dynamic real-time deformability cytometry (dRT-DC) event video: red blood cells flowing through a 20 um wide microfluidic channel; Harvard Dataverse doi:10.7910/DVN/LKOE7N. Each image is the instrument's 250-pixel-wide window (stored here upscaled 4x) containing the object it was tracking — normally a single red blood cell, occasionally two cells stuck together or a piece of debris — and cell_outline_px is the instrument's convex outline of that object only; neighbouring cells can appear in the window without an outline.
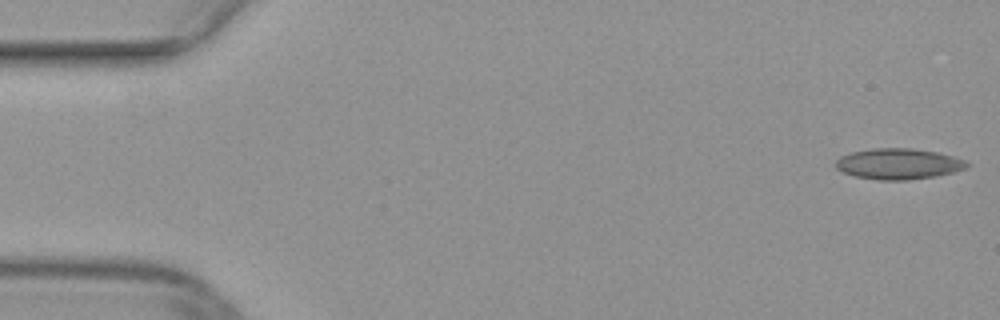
{"species": "common noctule bat (a hibernating species)", "species_latin": "Nyctalus noctula", "temperature_condition": "warm", "stored_images_in_passage": 50, "camera_frame_rate_fps": 3000, "um_per_image_px": 0.085, "animal": {"sex": "female", "body_mass_g": 29.2, "forearm_length_mm": 56.3}, "frame": {"image": 1, "passage_image": 1, "time_ms": 0.0, "image_size_px": [1000, 320], "cell_outline_px": [[968, 164], [964, 168], [952, 172], [936, 176], [908, 180], [876, 180], [856, 176], [844, 172], [836, 168], [836, 160], [840, 156], [852, 152], [872, 148], [912, 148], [936, 152], [952, 156]], "centroid_in_image_um": [76.31, 13.93], "position_along_channel_um": 8.7, "area_um2": 23.24}}
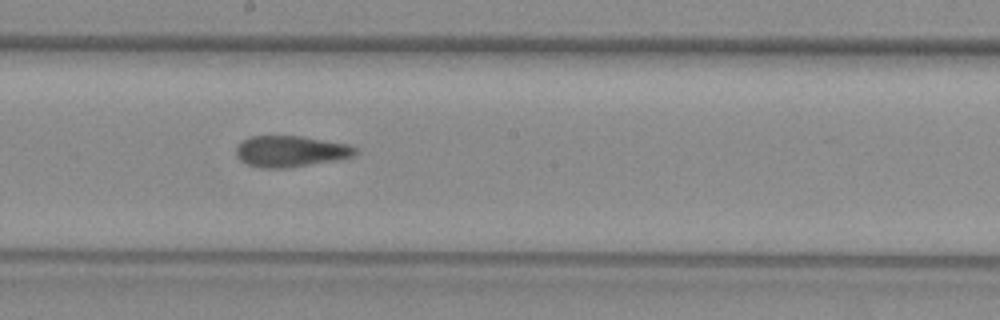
{"frame": {"image": 2, "passage_image": 27, "time_ms": 8.667, "image_size_px": [1000, 320], "cell_outline_px": [[356, 152], [352, 156], [336, 160], [284, 168], [264, 168], [248, 164], [240, 160], [236, 156], [236, 148], [244, 140], [252, 136], [300, 136], [348, 144], [356, 148]], "centroid_in_image_um": [24.68, 12.86], "position_along_channel_um": 223.5, "area_um2": 21.27}}
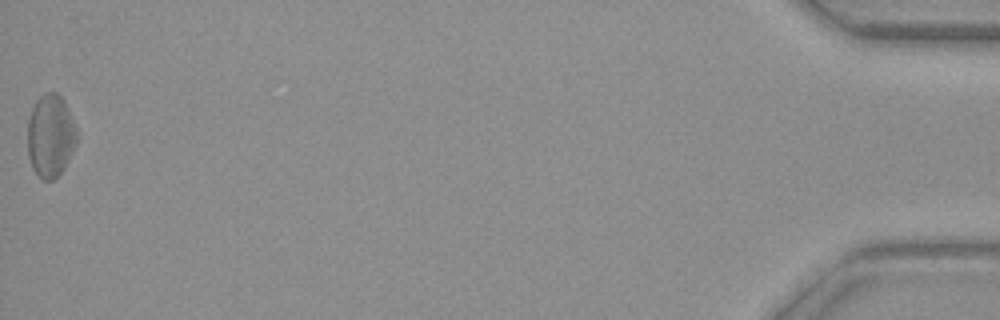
{"frame": {"image": 3, "passage_image": 50, "time_ms": 16.333, "image_size_px": [1000, 320], "cell_outline_px": [[76, 144], [64, 168], [52, 180], [44, 180], [32, 168], [28, 156], [28, 120], [32, 108], [36, 100], [44, 92], [56, 92], [64, 100], [76, 128]], "centroid_in_image_um": [4.28, 11.52], "position_along_channel_um": 430.9, "area_um2": 23.52}}